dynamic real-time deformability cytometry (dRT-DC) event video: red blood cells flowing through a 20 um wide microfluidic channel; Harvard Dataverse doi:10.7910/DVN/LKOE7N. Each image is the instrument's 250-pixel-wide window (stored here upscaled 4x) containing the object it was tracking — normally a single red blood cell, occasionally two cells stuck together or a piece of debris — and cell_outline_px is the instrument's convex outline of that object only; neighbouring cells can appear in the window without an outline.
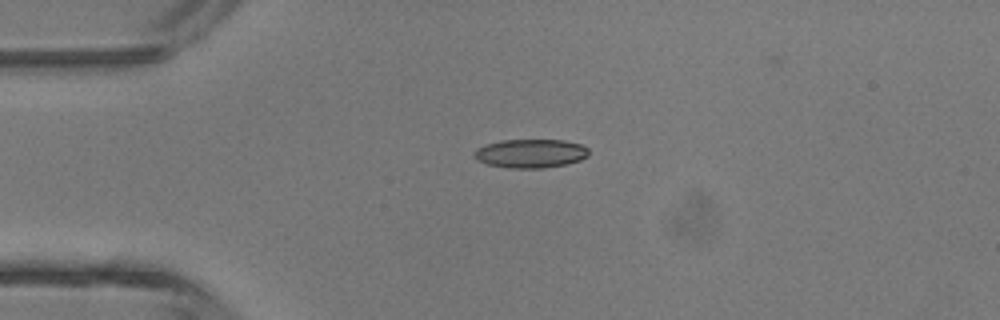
{"species": "common noctule bat (a hibernating species)", "species_latin": "Nyctalus noctula", "temperature_condition": "room temperature", "stored_images_in_passage": 1, "camera_frame_rate_fps": 3000, "um_per_image_px": 0.085, "animal": {"sex": "male", "body_mass_g": 13.3}, "frame": {"image": 1, "passage_image": 1, "time_ms": 0.0, "image_size_px": [1000, 320], "cell_outline_px": [[588, 156], [580, 160], [564, 164], [544, 168], [508, 168], [488, 164], [476, 160], [472, 156], [472, 152], [476, 148], [500, 140], [564, 140], [580, 144], [588, 148]], "centroid_in_image_um": [45.06, 13.04], "position_along_channel_um": 39.9, "area_um2": 19.25}}